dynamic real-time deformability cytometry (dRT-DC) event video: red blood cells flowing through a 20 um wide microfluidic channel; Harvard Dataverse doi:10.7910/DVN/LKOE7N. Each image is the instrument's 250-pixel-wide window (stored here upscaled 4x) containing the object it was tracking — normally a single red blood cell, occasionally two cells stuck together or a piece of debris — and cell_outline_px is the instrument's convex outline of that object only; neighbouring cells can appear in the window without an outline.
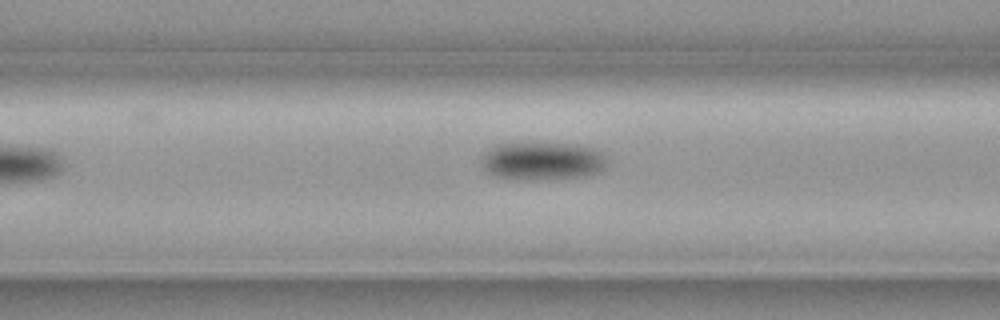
{"species": "common noctule bat (a hibernating species)", "species_latin": "Nyctalus noctula", "temperature_condition": "cold", "stored_images_in_passage": 7, "camera_frame_rate_fps": 3000, "um_per_image_px": 0.085, "animal": {"sex": "female", "body_mass_g": 19.3, "forearm_length_mm": 54.1}, "frame": {"image": 1, "passage_image": 7, "time_ms": 2.0, "image_size_px": [1000, 320], "cell_outline_px": [[604, 164], [596, 172], [584, 176], [536, 180], [524, 180], [496, 176], [488, 172], [484, 168], [480, 160], [480, 156], [496, 144], [576, 144], [592, 148], [600, 152], [604, 156]], "centroid_in_image_um": [46.02, 13.69], "position_along_channel_um": 120.6, "area_um2": 27.28}}